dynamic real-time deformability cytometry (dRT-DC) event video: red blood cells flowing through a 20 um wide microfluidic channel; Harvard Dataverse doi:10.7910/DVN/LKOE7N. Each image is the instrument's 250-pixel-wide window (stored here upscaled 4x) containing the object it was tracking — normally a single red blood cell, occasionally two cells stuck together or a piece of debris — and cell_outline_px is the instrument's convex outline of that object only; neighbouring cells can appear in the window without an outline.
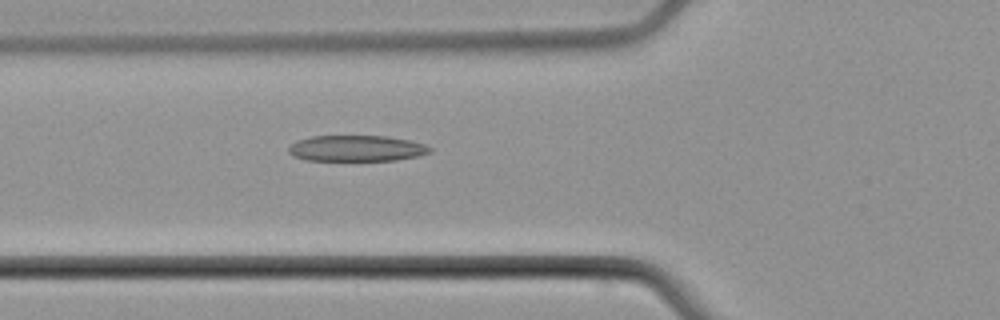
{"species": "common noctule bat (a hibernating species)", "species_latin": "Nyctalus noctula", "temperature_condition": "cold", "stored_images_in_passage": 3, "camera_frame_rate_fps": 3000, "um_per_image_px": 0.085, "animal": {"sex": "male", "body_mass_g": 21.5, "forearm_length_mm": 52.0}, "frame": {"image": 1, "passage_image": 3, "time_ms": 3.333, "image_size_px": [1000, 320], "cell_outline_px": [[432, 152], [416, 156], [396, 160], [304, 160], [292, 156], [288, 152], [288, 148], [296, 140], [312, 136], [388, 136], [408, 140], [424, 144], [432, 148]], "centroid_in_image_um": [30.28, 12.61], "position_along_channel_um": 95.5, "area_um2": 21.39}}